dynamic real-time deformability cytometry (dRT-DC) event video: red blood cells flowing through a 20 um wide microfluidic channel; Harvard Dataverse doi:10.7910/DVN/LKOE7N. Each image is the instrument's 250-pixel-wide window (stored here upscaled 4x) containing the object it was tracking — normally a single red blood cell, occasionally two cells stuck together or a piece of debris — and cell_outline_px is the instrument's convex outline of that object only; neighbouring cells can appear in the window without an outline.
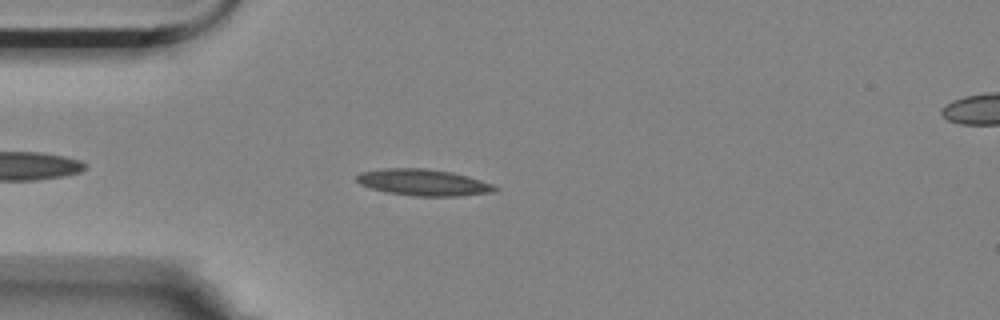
{"species": "Egyptian fruit bat (a non-hibernating species)", "species_latin": "Rousettus aegyptiacus", "temperature_condition": "room temperature", "stored_images_in_passage": 5, "camera_frame_rate_fps": 3000, "um_per_image_px": 0.085, "animal": {"sex": "female"}, "frame": {"image": 1, "passage_image": 5, "time_ms": 1.333, "image_size_px": [1000, 320], "cell_outline_px": [[500, 188], [496, 192], [460, 196], [416, 196], [388, 192], [372, 188], [360, 184], [356, 180], [356, 176], [360, 172], [384, 168], [424, 168], [452, 172], [468, 176], [492, 184]], "centroid_in_image_um": [36.02, 15.5], "position_along_channel_um": 49.0, "area_um2": 21.33}}